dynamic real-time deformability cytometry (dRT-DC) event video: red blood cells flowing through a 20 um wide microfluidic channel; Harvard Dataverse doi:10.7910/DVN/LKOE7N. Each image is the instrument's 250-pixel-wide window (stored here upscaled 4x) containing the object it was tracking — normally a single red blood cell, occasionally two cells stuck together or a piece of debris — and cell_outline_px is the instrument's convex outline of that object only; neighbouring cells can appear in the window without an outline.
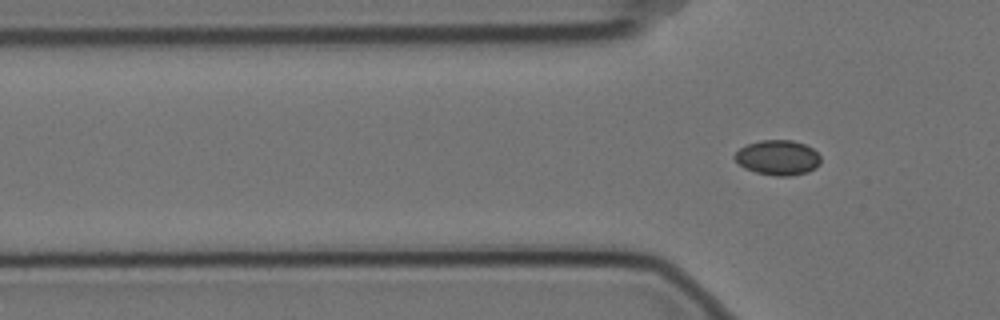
{"species": "Egyptian fruit bat (a non-hibernating species)", "species_latin": "Rousettus aegyptiacus", "temperature_condition": "cold", "stored_images_in_passage": 2, "camera_frame_rate_fps": 3000, "um_per_image_px": 0.085, "animal": {"sex": "female"}, "frame": {"image": 1, "passage_image": 2, "time_ms": 0.333, "image_size_px": [1000, 320], "cell_outline_px": [[820, 164], [816, 168], [808, 172], [792, 176], [776, 176], [756, 172], [744, 168], [732, 156], [740, 148], [748, 144], [760, 140], [792, 140], [804, 144], [812, 148], [820, 156]], "centroid_in_image_um": [66.12, 13.4], "position_along_channel_um": 59.7, "area_um2": 17.57}}